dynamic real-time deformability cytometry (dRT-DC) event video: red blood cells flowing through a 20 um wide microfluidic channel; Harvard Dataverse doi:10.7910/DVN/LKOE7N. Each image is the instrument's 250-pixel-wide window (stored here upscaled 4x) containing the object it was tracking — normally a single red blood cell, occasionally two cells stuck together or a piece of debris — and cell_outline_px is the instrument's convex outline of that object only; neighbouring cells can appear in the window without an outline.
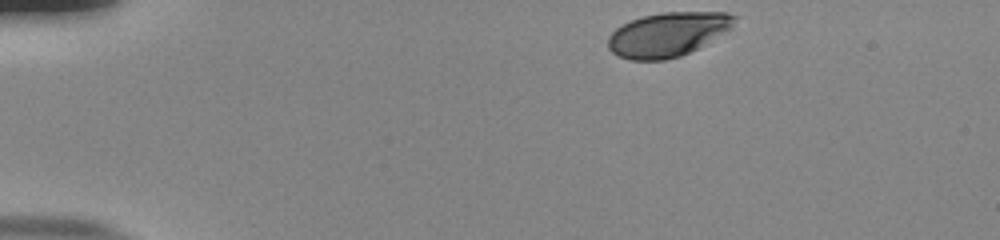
{"species": "human", "species_latin": "Homo sapiens", "temperature_condition": "room temperature", "stored_images_in_passage": 38, "camera_frame_rate_fps": 3000, "um_per_image_px": 0.085, "donor": {"sex": "male"}, "frame": {"image": 1, "passage_image": 1, "time_ms": 0.0, "image_size_px": [1000, 240], "cell_outline_px": [[736, 16], [732, 28], [696, 48], [680, 56], [664, 60], [628, 60], [616, 56], [608, 48], [608, 36], [616, 28], [632, 20], [644, 16], [664, 12], [728, 12]], "centroid_in_image_um": [56.73, 2.93], "position_along_channel_um": 28.3, "area_um2": 32.31}}
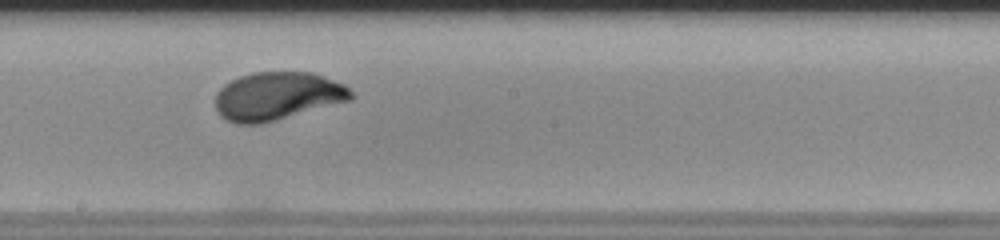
{"frame": {"image": 2, "passage_image": 23, "time_ms": 7.333, "image_size_px": [1000, 240], "cell_outline_px": [[356, 96], [352, 100], [276, 120], [260, 124], [236, 124], [224, 120], [216, 112], [216, 92], [224, 84], [240, 76], [252, 72], [312, 72], [324, 76], [344, 84]], "centroid_in_image_um": [23.57, 8.17], "position_along_channel_um": 224.6, "area_um2": 38.38}}
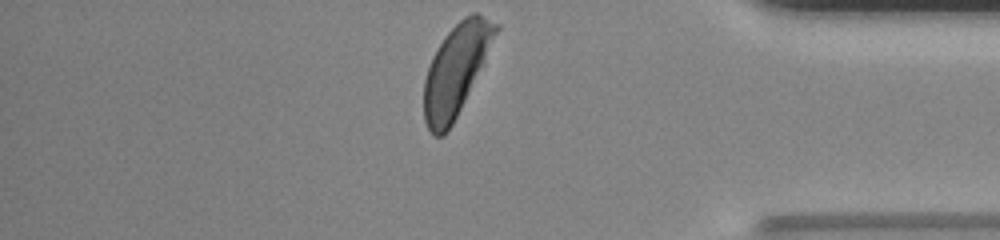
{"frame": {"image": 3, "passage_image": 38, "time_ms": 12.333, "image_size_px": [1000, 240], "cell_outline_px": [[500, 28], [452, 124], [444, 136], [432, 136], [424, 120], [424, 80], [432, 56], [444, 36], [464, 16], [472, 12], [476, 12], [500, 24]], "centroid_in_image_um": [38.74, 5.92], "position_along_channel_um": 396.5, "area_um2": 37.11}, "authors_computed_cell_mechanics": {"area_um2": 37.4255, "velocity_mm_per_s": 3.854, "shape_relaxation_time_tau1_ms": 2.8171, "shape_relaxation_time_tau2_ms": null, "deformation_change_tau1": 0.1424, "deformation_change_tau2": null}}